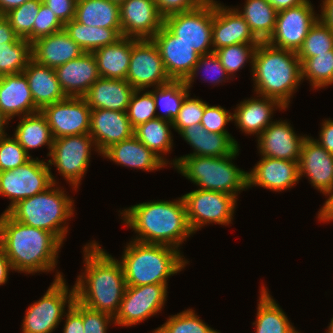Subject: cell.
<instances>
[{"instance_id":"50","label":"cell","mask_w":333,"mask_h":333,"mask_svg":"<svg viewBox=\"0 0 333 333\" xmlns=\"http://www.w3.org/2000/svg\"><path fill=\"white\" fill-rule=\"evenodd\" d=\"M64 29V24L52 13L49 8L41 3L38 15L33 25V42L39 38L49 36Z\"/></svg>"},{"instance_id":"4","label":"cell","mask_w":333,"mask_h":333,"mask_svg":"<svg viewBox=\"0 0 333 333\" xmlns=\"http://www.w3.org/2000/svg\"><path fill=\"white\" fill-rule=\"evenodd\" d=\"M253 81L258 96L276 99L285 108L301 82V61L297 52L260 42L253 60Z\"/></svg>"},{"instance_id":"48","label":"cell","mask_w":333,"mask_h":333,"mask_svg":"<svg viewBox=\"0 0 333 333\" xmlns=\"http://www.w3.org/2000/svg\"><path fill=\"white\" fill-rule=\"evenodd\" d=\"M189 93L185 96L178 115L172 121V127L180 133L184 128L193 124H201L206 102L198 98H190Z\"/></svg>"},{"instance_id":"15","label":"cell","mask_w":333,"mask_h":333,"mask_svg":"<svg viewBox=\"0 0 333 333\" xmlns=\"http://www.w3.org/2000/svg\"><path fill=\"white\" fill-rule=\"evenodd\" d=\"M311 1L277 12L275 30L267 41L274 47L298 52L310 28L317 22Z\"/></svg>"},{"instance_id":"60","label":"cell","mask_w":333,"mask_h":333,"mask_svg":"<svg viewBox=\"0 0 333 333\" xmlns=\"http://www.w3.org/2000/svg\"><path fill=\"white\" fill-rule=\"evenodd\" d=\"M10 270H13L12 265L5 252L0 248V285H3L7 282L8 272Z\"/></svg>"},{"instance_id":"46","label":"cell","mask_w":333,"mask_h":333,"mask_svg":"<svg viewBox=\"0 0 333 333\" xmlns=\"http://www.w3.org/2000/svg\"><path fill=\"white\" fill-rule=\"evenodd\" d=\"M143 90H135L132 94L130 103L127 108V117L133 129L145 122L158 118L153 91H147L140 95Z\"/></svg>"},{"instance_id":"59","label":"cell","mask_w":333,"mask_h":333,"mask_svg":"<svg viewBox=\"0 0 333 333\" xmlns=\"http://www.w3.org/2000/svg\"><path fill=\"white\" fill-rule=\"evenodd\" d=\"M328 195L329 197L320 211H318L319 213L317 217L320 221L324 222L333 221V189Z\"/></svg>"},{"instance_id":"53","label":"cell","mask_w":333,"mask_h":333,"mask_svg":"<svg viewBox=\"0 0 333 333\" xmlns=\"http://www.w3.org/2000/svg\"><path fill=\"white\" fill-rule=\"evenodd\" d=\"M205 0H155L159 13L166 17L174 13L193 10Z\"/></svg>"},{"instance_id":"55","label":"cell","mask_w":333,"mask_h":333,"mask_svg":"<svg viewBox=\"0 0 333 333\" xmlns=\"http://www.w3.org/2000/svg\"><path fill=\"white\" fill-rule=\"evenodd\" d=\"M65 326L63 333H84V325L82 322V304L76 299L72 305H67Z\"/></svg>"},{"instance_id":"57","label":"cell","mask_w":333,"mask_h":333,"mask_svg":"<svg viewBox=\"0 0 333 333\" xmlns=\"http://www.w3.org/2000/svg\"><path fill=\"white\" fill-rule=\"evenodd\" d=\"M19 37L12 29L10 22L0 15V44L15 43Z\"/></svg>"},{"instance_id":"10","label":"cell","mask_w":333,"mask_h":333,"mask_svg":"<svg viewBox=\"0 0 333 333\" xmlns=\"http://www.w3.org/2000/svg\"><path fill=\"white\" fill-rule=\"evenodd\" d=\"M53 183L56 184V180L48 163L38 158H31L24 165L0 172V195L11 199L4 212H8L19 201L45 191Z\"/></svg>"},{"instance_id":"6","label":"cell","mask_w":333,"mask_h":333,"mask_svg":"<svg viewBox=\"0 0 333 333\" xmlns=\"http://www.w3.org/2000/svg\"><path fill=\"white\" fill-rule=\"evenodd\" d=\"M239 147L228 156H184L173 160L175 169L203 190L218 191L237 198L238 191L248 189V172L232 163Z\"/></svg>"},{"instance_id":"2","label":"cell","mask_w":333,"mask_h":333,"mask_svg":"<svg viewBox=\"0 0 333 333\" xmlns=\"http://www.w3.org/2000/svg\"><path fill=\"white\" fill-rule=\"evenodd\" d=\"M61 246L51 232L24 225L7 212L0 215V248L14 271L26 274L52 271Z\"/></svg>"},{"instance_id":"25","label":"cell","mask_w":333,"mask_h":333,"mask_svg":"<svg viewBox=\"0 0 333 333\" xmlns=\"http://www.w3.org/2000/svg\"><path fill=\"white\" fill-rule=\"evenodd\" d=\"M83 53L64 29L31 43L32 60L52 69L76 59Z\"/></svg>"},{"instance_id":"56","label":"cell","mask_w":333,"mask_h":333,"mask_svg":"<svg viewBox=\"0 0 333 333\" xmlns=\"http://www.w3.org/2000/svg\"><path fill=\"white\" fill-rule=\"evenodd\" d=\"M320 139L316 140L330 154H333V120H325L319 135Z\"/></svg>"},{"instance_id":"5","label":"cell","mask_w":333,"mask_h":333,"mask_svg":"<svg viewBox=\"0 0 333 333\" xmlns=\"http://www.w3.org/2000/svg\"><path fill=\"white\" fill-rule=\"evenodd\" d=\"M123 253L120 262L126 286L168 285L169 276L179 273L188 263L178 249L135 240L128 243Z\"/></svg>"},{"instance_id":"9","label":"cell","mask_w":333,"mask_h":333,"mask_svg":"<svg viewBox=\"0 0 333 333\" xmlns=\"http://www.w3.org/2000/svg\"><path fill=\"white\" fill-rule=\"evenodd\" d=\"M214 0H205L193 10L164 17V26L200 55L213 52L212 25Z\"/></svg>"},{"instance_id":"35","label":"cell","mask_w":333,"mask_h":333,"mask_svg":"<svg viewBox=\"0 0 333 333\" xmlns=\"http://www.w3.org/2000/svg\"><path fill=\"white\" fill-rule=\"evenodd\" d=\"M256 317L253 323L256 333H299L264 285L261 287Z\"/></svg>"},{"instance_id":"14","label":"cell","mask_w":333,"mask_h":333,"mask_svg":"<svg viewBox=\"0 0 333 333\" xmlns=\"http://www.w3.org/2000/svg\"><path fill=\"white\" fill-rule=\"evenodd\" d=\"M167 285L126 286L114 324L131 326L157 314L163 308Z\"/></svg>"},{"instance_id":"43","label":"cell","mask_w":333,"mask_h":333,"mask_svg":"<svg viewBox=\"0 0 333 333\" xmlns=\"http://www.w3.org/2000/svg\"><path fill=\"white\" fill-rule=\"evenodd\" d=\"M331 50H333V31L318 19L310 28L297 56L299 59H307Z\"/></svg>"},{"instance_id":"1","label":"cell","mask_w":333,"mask_h":333,"mask_svg":"<svg viewBox=\"0 0 333 333\" xmlns=\"http://www.w3.org/2000/svg\"><path fill=\"white\" fill-rule=\"evenodd\" d=\"M85 272L76 280L75 299L96 311L117 314L126 289L122 264L93 241L84 246Z\"/></svg>"},{"instance_id":"49","label":"cell","mask_w":333,"mask_h":333,"mask_svg":"<svg viewBox=\"0 0 333 333\" xmlns=\"http://www.w3.org/2000/svg\"><path fill=\"white\" fill-rule=\"evenodd\" d=\"M206 70L208 73L212 71L211 82L215 83V85L218 83H222V81L225 82V79H229V74L225 70V68L221 65V62L218 58V56L215 54V52L206 54V55H200L198 62L193 67L192 72L190 75L184 80L185 85L188 87V89L192 86L191 83L194 82L195 74L197 75V71L200 69ZM206 72V73H207ZM207 77L206 79H208ZM223 78V79H222ZM209 80V79H208ZM210 81V80H209Z\"/></svg>"},{"instance_id":"37","label":"cell","mask_w":333,"mask_h":333,"mask_svg":"<svg viewBox=\"0 0 333 333\" xmlns=\"http://www.w3.org/2000/svg\"><path fill=\"white\" fill-rule=\"evenodd\" d=\"M235 9L260 42L269 40L275 30L278 11L267 0H246L243 11Z\"/></svg>"},{"instance_id":"61","label":"cell","mask_w":333,"mask_h":333,"mask_svg":"<svg viewBox=\"0 0 333 333\" xmlns=\"http://www.w3.org/2000/svg\"><path fill=\"white\" fill-rule=\"evenodd\" d=\"M277 11H281L284 9H289L290 7H294L305 3L308 0H267Z\"/></svg>"},{"instance_id":"32","label":"cell","mask_w":333,"mask_h":333,"mask_svg":"<svg viewBox=\"0 0 333 333\" xmlns=\"http://www.w3.org/2000/svg\"><path fill=\"white\" fill-rule=\"evenodd\" d=\"M132 52V38L121 37L115 43L92 52L99 76L126 80Z\"/></svg>"},{"instance_id":"65","label":"cell","mask_w":333,"mask_h":333,"mask_svg":"<svg viewBox=\"0 0 333 333\" xmlns=\"http://www.w3.org/2000/svg\"><path fill=\"white\" fill-rule=\"evenodd\" d=\"M110 1L118 3L120 5L121 3L125 2L126 0H110Z\"/></svg>"},{"instance_id":"29","label":"cell","mask_w":333,"mask_h":333,"mask_svg":"<svg viewBox=\"0 0 333 333\" xmlns=\"http://www.w3.org/2000/svg\"><path fill=\"white\" fill-rule=\"evenodd\" d=\"M262 98L244 100L236 107L232 114L236 126L246 134L258 136L272 123L271 115L275 108L285 110V107L276 99L261 96ZM275 107V108H274Z\"/></svg>"},{"instance_id":"45","label":"cell","mask_w":333,"mask_h":333,"mask_svg":"<svg viewBox=\"0 0 333 333\" xmlns=\"http://www.w3.org/2000/svg\"><path fill=\"white\" fill-rule=\"evenodd\" d=\"M257 46L258 44H234L216 50L215 54L231 77L236 71L243 68L247 60H251L249 62L253 71V60Z\"/></svg>"},{"instance_id":"41","label":"cell","mask_w":333,"mask_h":333,"mask_svg":"<svg viewBox=\"0 0 333 333\" xmlns=\"http://www.w3.org/2000/svg\"><path fill=\"white\" fill-rule=\"evenodd\" d=\"M301 78L309 79L313 88H322L333 83V50L316 57L299 59Z\"/></svg>"},{"instance_id":"44","label":"cell","mask_w":333,"mask_h":333,"mask_svg":"<svg viewBox=\"0 0 333 333\" xmlns=\"http://www.w3.org/2000/svg\"><path fill=\"white\" fill-rule=\"evenodd\" d=\"M153 333H219L204 323L192 309L170 316Z\"/></svg>"},{"instance_id":"8","label":"cell","mask_w":333,"mask_h":333,"mask_svg":"<svg viewBox=\"0 0 333 333\" xmlns=\"http://www.w3.org/2000/svg\"><path fill=\"white\" fill-rule=\"evenodd\" d=\"M64 280L57 272L43 297L29 306L23 319V333H51L57 328L66 314L65 305H72L75 300L74 286L68 290Z\"/></svg>"},{"instance_id":"27","label":"cell","mask_w":333,"mask_h":333,"mask_svg":"<svg viewBox=\"0 0 333 333\" xmlns=\"http://www.w3.org/2000/svg\"><path fill=\"white\" fill-rule=\"evenodd\" d=\"M135 89L124 79L100 77L84 95L91 109L126 112Z\"/></svg>"},{"instance_id":"34","label":"cell","mask_w":333,"mask_h":333,"mask_svg":"<svg viewBox=\"0 0 333 333\" xmlns=\"http://www.w3.org/2000/svg\"><path fill=\"white\" fill-rule=\"evenodd\" d=\"M22 118V119H21ZM14 138L24 148L29 155L30 149H36L43 145H48L50 150L48 156L51 153L54 137L52 131L48 125L46 117L41 111L20 117Z\"/></svg>"},{"instance_id":"36","label":"cell","mask_w":333,"mask_h":333,"mask_svg":"<svg viewBox=\"0 0 333 333\" xmlns=\"http://www.w3.org/2000/svg\"><path fill=\"white\" fill-rule=\"evenodd\" d=\"M64 31L84 52H93L115 43L122 37L121 29L91 27L72 19L64 24Z\"/></svg>"},{"instance_id":"18","label":"cell","mask_w":333,"mask_h":333,"mask_svg":"<svg viewBox=\"0 0 333 333\" xmlns=\"http://www.w3.org/2000/svg\"><path fill=\"white\" fill-rule=\"evenodd\" d=\"M151 39L159 50L169 78L185 80L198 62L200 54L174 36L164 25Z\"/></svg>"},{"instance_id":"11","label":"cell","mask_w":333,"mask_h":333,"mask_svg":"<svg viewBox=\"0 0 333 333\" xmlns=\"http://www.w3.org/2000/svg\"><path fill=\"white\" fill-rule=\"evenodd\" d=\"M193 233L204 225H228L233 219L236 197L227 193L198 189L182 196Z\"/></svg>"},{"instance_id":"24","label":"cell","mask_w":333,"mask_h":333,"mask_svg":"<svg viewBox=\"0 0 333 333\" xmlns=\"http://www.w3.org/2000/svg\"><path fill=\"white\" fill-rule=\"evenodd\" d=\"M55 72L66 97H84L100 78L95 57L91 52H84L76 59L57 67Z\"/></svg>"},{"instance_id":"31","label":"cell","mask_w":333,"mask_h":333,"mask_svg":"<svg viewBox=\"0 0 333 333\" xmlns=\"http://www.w3.org/2000/svg\"><path fill=\"white\" fill-rule=\"evenodd\" d=\"M35 106L41 111L45 106L66 98L60 87L55 69L30 60L23 70Z\"/></svg>"},{"instance_id":"3","label":"cell","mask_w":333,"mask_h":333,"mask_svg":"<svg viewBox=\"0 0 333 333\" xmlns=\"http://www.w3.org/2000/svg\"><path fill=\"white\" fill-rule=\"evenodd\" d=\"M120 213L125 224L139 234L133 239L138 242L178 249L193 234L183 197L176 201L139 203Z\"/></svg>"},{"instance_id":"38","label":"cell","mask_w":333,"mask_h":333,"mask_svg":"<svg viewBox=\"0 0 333 333\" xmlns=\"http://www.w3.org/2000/svg\"><path fill=\"white\" fill-rule=\"evenodd\" d=\"M170 126H173L171 121L154 118L134 129V136L166 164H168L167 159L165 160L160 155H164L172 149L173 136H171Z\"/></svg>"},{"instance_id":"30","label":"cell","mask_w":333,"mask_h":333,"mask_svg":"<svg viewBox=\"0 0 333 333\" xmlns=\"http://www.w3.org/2000/svg\"><path fill=\"white\" fill-rule=\"evenodd\" d=\"M179 134L194 149L185 156H228L239 147L231 134L208 132L201 124L184 128Z\"/></svg>"},{"instance_id":"47","label":"cell","mask_w":333,"mask_h":333,"mask_svg":"<svg viewBox=\"0 0 333 333\" xmlns=\"http://www.w3.org/2000/svg\"><path fill=\"white\" fill-rule=\"evenodd\" d=\"M31 158L15 138H0V172L24 165Z\"/></svg>"},{"instance_id":"63","label":"cell","mask_w":333,"mask_h":333,"mask_svg":"<svg viewBox=\"0 0 333 333\" xmlns=\"http://www.w3.org/2000/svg\"><path fill=\"white\" fill-rule=\"evenodd\" d=\"M9 122V119L1 112L0 110V138L6 136L7 134L4 132V126Z\"/></svg>"},{"instance_id":"23","label":"cell","mask_w":333,"mask_h":333,"mask_svg":"<svg viewBox=\"0 0 333 333\" xmlns=\"http://www.w3.org/2000/svg\"><path fill=\"white\" fill-rule=\"evenodd\" d=\"M298 162L262 156L248 173V187L258 185L276 192L289 189L300 180Z\"/></svg>"},{"instance_id":"17","label":"cell","mask_w":333,"mask_h":333,"mask_svg":"<svg viewBox=\"0 0 333 333\" xmlns=\"http://www.w3.org/2000/svg\"><path fill=\"white\" fill-rule=\"evenodd\" d=\"M119 6L123 37L151 39L163 27L155 0H126Z\"/></svg>"},{"instance_id":"40","label":"cell","mask_w":333,"mask_h":333,"mask_svg":"<svg viewBox=\"0 0 333 333\" xmlns=\"http://www.w3.org/2000/svg\"><path fill=\"white\" fill-rule=\"evenodd\" d=\"M31 59V43L26 39L0 44V76L22 73Z\"/></svg>"},{"instance_id":"28","label":"cell","mask_w":333,"mask_h":333,"mask_svg":"<svg viewBox=\"0 0 333 333\" xmlns=\"http://www.w3.org/2000/svg\"><path fill=\"white\" fill-rule=\"evenodd\" d=\"M103 157L130 168L154 171L167 164L134 135L107 148Z\"/></svg>"},{"instance_id":"39","label":"cell","mask_w":333,"mask_h":333,"mask_svg":"<svg viewBox=\"0 0 333 333\" xmlns=\"http://www.w3.org/2000/svg\"><path fill=\"white\" fill-rule=\"evenodd\" d=\"M188 93L189 89L184 80H171L167 84L155 87L153 96L156 109L159 106L164 112V115H160L158 118L172 122L178 115L181 104Z\"/></svg>"},{"instance_id":"52","label":"cell","mask_w":333,"mask_h":333,"mask_svg":"<svg viewBox=\"0 0 333 333\" xmlns=\"http://www.w3.org/2000/svg\"><path fill=\"white\" fill-rule=\"evenodd\" d=\"M114 318L107 313L89 309L82 304L84 333H106L108 324Z\"/></svg>"},{"instance_id":"13","label":"cell","mask_w":333,"mask_h":333,"mask_svg":"<svg viewBox=\"0 0 333 333\" xmlns=\"http://www.w3.org/2000/svg\"><path fill=\"white\" fill-rule=\"evenodd\" d=\"M126 81L135 90L167 84V75L159 50L152 39L132 38V52Z\"/></svg>"},{"instance_id":"20","label":"cell","mask_w":333,"mask_h":333,"mask_svg":"<svg viewBox=\"0 0 333 333\" xmlns=\"http://www.w3.org/2000/svg\"><path fill=\"white\" fill-rule=\"evenodd\" d=\"M298 168L300 179L305 174L312 186L328 196L333 189V154L322 147L316 139L307 136L304 140Z\"/></svg>"},{"instance_id":"51","label":"cell","mask_w":333,"mask_h":333,"mask_svg":"<svg viewBox=\"0 0 333 333\" xmlns=\"http://www.w3.org/2000/svg\"><path fill=\"white\" fill-rule=\"evenodd\" d=\"M233 121L232 113L225 110L221 106H210L208 103L205 106L201 125L208 131L213 133H229L226 131L225 125Z\"/></svg>"},{"instance_id":"22","label":"cell","mask_w":333,"mask_h":333,"mask_svg":"<svg viewBox=\"0 0 333 333\" xmlns=\"http://www.w3.org/2000/svg\"><path fill=\"white\" fill-rule=\"evenodd\" d=\"M258 137L261 156L299 161L306 136H297L287 121H273Z\"/></svg>"},{"instance_id":"16","label":"cell","mask_w":333,"mask_h":333,"mask_svg":"<svg viewBox=\"0 0 333 333\" xmlns=\"http://www.w3.org/2000/svg\"><path fill=\"white\" fill-rule=\"evenodd\" d=\"M41 113L46 117L54 139L89 133L91 108L83 97H66L45 106Z\"/></svg>"},{"instance_id":"42","label":"cell","mask_w":333,"mask_h":333,"mask_svg":"<svg viewBox=\"0 0 333 333\" xmlns=\"http://www.w3.org/2000/svg\"><path fill=\"white\" fill-rule=\"evenodd\" d=\"M41 3L42 0H30L4 15L15 34L30 43L33 42V25Z\"/></svg>"},{"instance_id":"58","label":"cell","mask_w":333,"mask_h":333,"mask_svg":"<svg viewBox=\"0 0 333 333\" xmlns=\"http://www.w3.org/2000/svg\"><path fill=\"white\" fill-rule=\"evenodd\" d=\"M319 19L333 31V0H323Z\"/></svg>"},{"instance_id":"7","label":"cell","mask_w":333,"mask_h":333,"mask_svg":"<svg viewBox=\"0 0 333 333\" xmlns=\"http://www.w3.org/2000/svg\"><path fill=\"white\" fill-rule=\"evenodd\" d=\"M55 185L19 201L7 213L24 225L51 232L63 244L68 232L65 221L74 213V201Z\"/></svg>"},{"instance_id":"21","label":"cell","mask_w":333,"mask_h":333,"mask_svg":"<svg viewBox=\"0 0 333 333\" xmlns=\"http://www.w3.org/2000/svg\"><path fill=\"white\" fill-rule=\"evenodd\" d=\"M89 135L102 154L110 146L134 135L127 113L123 111L91 109Z\"/></svg>"},{"instance_id":"33","label":"cell","mask_w":333,"mask_h":333,"mask_svg":"<svg viewBox=\"0 0 333 333\" xmlns=\"http://www.w3.org/2000/svg\"><path fill=\"white\" fill-rule=\"evenodd\" d=\"M74 20L91 27L121 29L120 6L110 0H79Z\"/></svg>"},{"instance_id":"26","label":"cell","mask_w":333,"mask_h":333,"mask_svg":"<svg viewBox=\"0 0 333 333\" xmlns=\"http://www.w3.org/2000/svg\"><path fill=\"white\" fill-rule=\"evenodd\" d=\"M0 110L9 120L16 115L26 116L40 111L34 104L23 72L0 76Z\"/></svg>"},{"instance_id":"19","label":"cell","mask_w":333,"mask_h":333,"mask_svg":"<svg viewBox=\"0 0 333 333\" xmlns=\"http://www.w3.org/2000/svg\"><path fill=\"white\" fill-rule=\"evenodd\" d=\"M244 18L234 8L214 1L212 25L213 52L234 44H259Z\"/></svg>"},{"instance_id":"62","label":"cell","mask_w":333,"mask_h":333,"mask_svg":"<svg viewBox=\"0 0 333 333\" xmlns=\"http://www.w3.org/2000/svg\"><path fill=\"white\" fill-rule=\"evenodd\" d=\"M30 0H0V15L4 16L10 10L17 8Z\"/></svg>"},{"instance_id":"12","label":"cell","mask_w":333,"mask_h":333,"mask_svg":"<svg viewBox=\"0 0 333 333\" xmlns=\"http://www.w3.org/2000/svg\"><path fill=\"white\" fill-rule=\"evenodd\" d=\"M96 144L88 134H79L54 139L48 165L57 167L59 173L70 185L78 188L87 171L91 146Z\"/></svg>"},{"instance_id":"64","label":"cell","mask_w":333,"mask_h":333,"mask_svg":"<svg viewBox=\"0 0 333 333\" xmlns=\"http://www.w3.org/2000/svg\"><path fill=\"white\" fill-rule=\"evenodd\" d=\"M327 331H328L327 333H333V318L331 319V322L329 324Z\"/></svg>"},{"instance_id":"54","label":"cell","mask_w":333,"mask_h":333,"mask_svg":"<svg viewBox=\"0 0 333 333\" xmlns=\"http://www.w3.org/2000/svg\"><path fill=\"white\" fill-rule=\"evenodd\" d=\"M76 0H42L49 10L63 23H67L74 19Z\"/></svg>"}]
</instances>
